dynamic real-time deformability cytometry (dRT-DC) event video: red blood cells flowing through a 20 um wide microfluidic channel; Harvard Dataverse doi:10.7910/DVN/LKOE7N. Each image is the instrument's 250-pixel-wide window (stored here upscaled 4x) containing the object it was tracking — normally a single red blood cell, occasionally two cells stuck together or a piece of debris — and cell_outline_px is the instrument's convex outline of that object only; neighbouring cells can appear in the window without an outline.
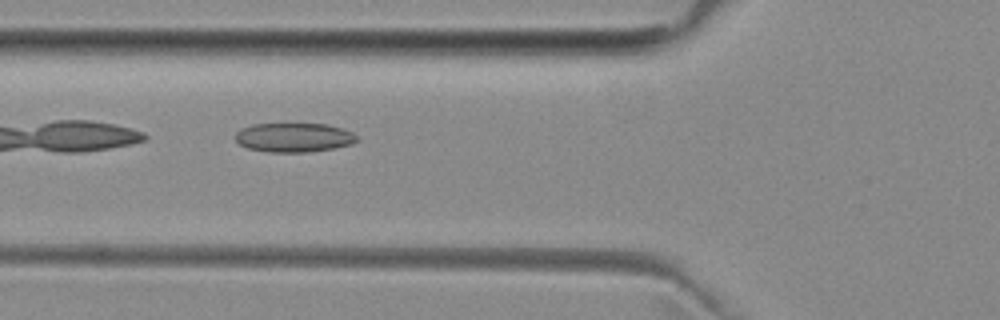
{"species": "common noctule bat (a hibernating species)", "species_latin": "Nyctalus noctula", "temperature_condition": "room temperature", "stored_images_in_passage": 5, "camera_frame_rate_fps": 3000, "um_per_image_px": 0.085, "animal": {"sex": "female", "body_mass_g": 29.2, "forearm_length_mm": 56.3}, "frame": {"image": 1, "passage_image": 2, "time_ms": 1.0, "image_size_px": [1000, 320], "cell_outline_px": [[360, 140], [352, 144], [332, 148], [308, 152], [268, 152], [248, 148], [240, 144], [236, 140], [236, 132], [240, 128], [252, 124], [328, 124], [352, 132]], "centroid_in_image_um": [24.98, 11.68], "position_along_channel_um": 100.8, "area_um2": 20.63}}
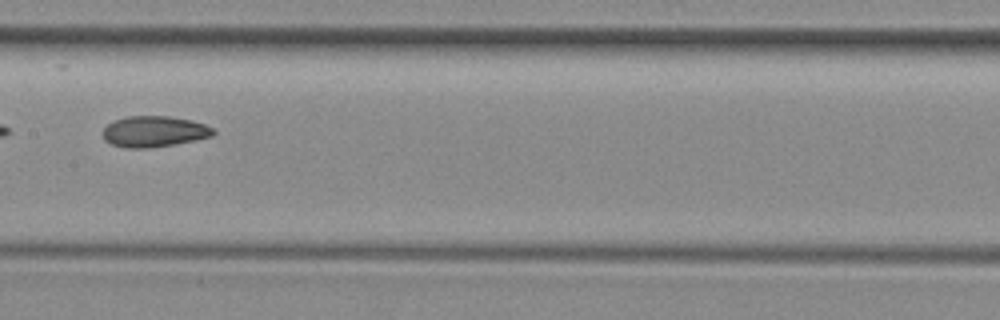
{"frame": {"image": 2, "passage_image": 4, "time_ms": 3.333, "image_size_px": [1000, 320], "cell_outline_px": [[216, 132], [212, 136], [196, 140], [176, 144], [152, 148], [128, 148], [112, 144], [104, 140], [104, 128], [112, 120], [128, 116], [168, 116], [192, 120], [204, 124], [212, 128]], "centroid_in_image_um": [13.11, 11.18], "position_along_channel_um": 194.3, "area_um2": 20.0}}
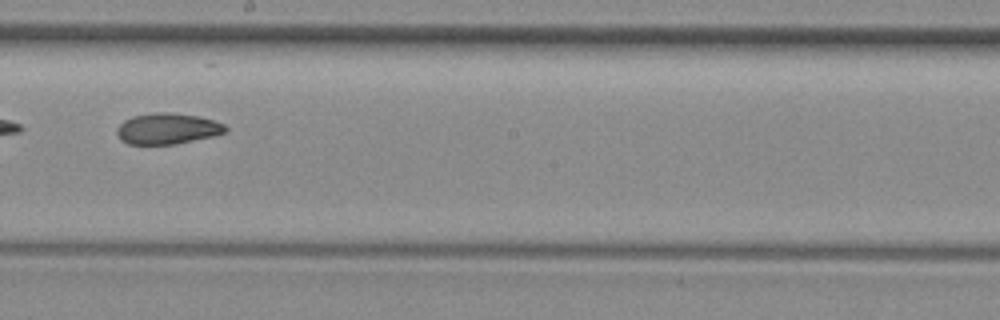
{"frame": {"image": 3, "passage_image": 5, "time_ms": 4.333, "image_size_px": [1000, 320], "cell_outline_px": [[228, 132], [212, 136], [176, 144], [128, 144], [120, 140], [116, 132], [116, 128], [124, 120], [132, 116], [156, 112], [168, 112], [196, 116], [212, 120], [224, 124], [228, 128]], "centroid_in_image_um": [14.21, 10.94], "position_along_channel_um": 234.0, "area_um2": 19.59}}